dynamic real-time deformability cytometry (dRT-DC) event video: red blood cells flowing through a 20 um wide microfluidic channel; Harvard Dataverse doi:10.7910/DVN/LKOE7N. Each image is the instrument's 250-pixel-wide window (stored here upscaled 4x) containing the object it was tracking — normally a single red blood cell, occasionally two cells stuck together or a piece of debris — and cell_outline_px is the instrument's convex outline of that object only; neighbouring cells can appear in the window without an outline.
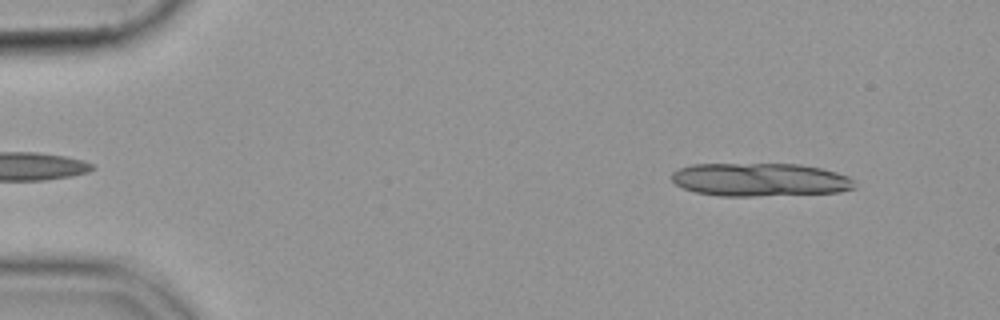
{"species": "common noctule bat (a hibernating species)", "species_latin": "Nyctalus noctula", "temperature_condition": "cold", "stored_images_in_passage": 11, "camera_frame_rate_fps": 3000, "um_per_image_px": 0.085, "animal": {"sex": "female", "body_mass_g": 19.9}, "frame": {"image": 1, "passage_image": 1, "time_ms": 0.0, "image_size_px": [1000, 320], "cell_outline_px": [[856, 188], [840, 192], [752, 196], [720, 196], [696, 192], [684, 188], [676, 184], [672, 180], [672, 172], [680, 168], [692, 164], [800, 164], [820, 168], [836, 172], [848, 176], [852, 180]], "centroid_in_image_um": [64.6, 15.27], "position_along_channel_um": 20.4, "area_um2": 35.37}}